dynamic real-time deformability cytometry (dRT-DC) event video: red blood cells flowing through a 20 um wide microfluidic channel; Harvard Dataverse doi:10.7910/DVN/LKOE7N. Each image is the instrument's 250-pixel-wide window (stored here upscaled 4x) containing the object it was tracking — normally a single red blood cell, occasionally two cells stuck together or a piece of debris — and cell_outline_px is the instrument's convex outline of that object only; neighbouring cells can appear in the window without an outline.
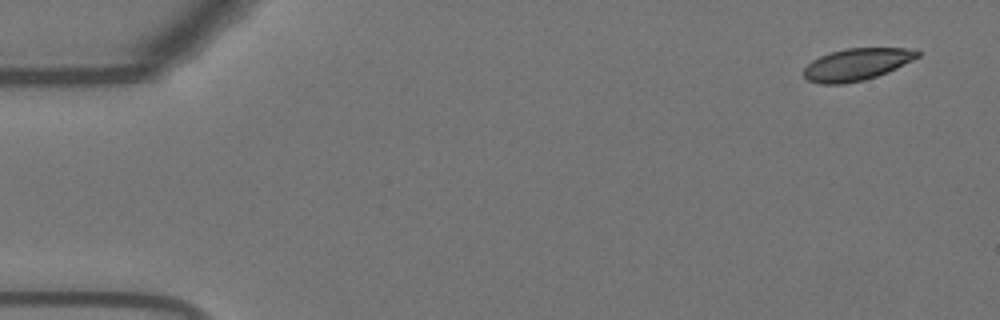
{"species": "Egyptian fruit bat (a non-hibernating species)", "species_latin": "Rousettus aegyptiacus", "temperature_condition": "warm", "stored_images_in_passage": 11, "camera_frame_rate_fps": 3000, "um_per_image_px": 0.085, "animal": {"sex": "female"}, "frame": {"image": 1, "passage_image": 1, "time_ms": 0.0, "image_size_px": [1000, 320], "cell_outline_px": [[920, 56], [888, 72], [864, 80], [844, 84], [820, 84], [808, 80], [804, 76], [804, 68], [812, 60], [820, 56], [832, 52], [848, 48], [916, 48], [920, 52]], "centroid_in_image_um": [72.84, 5.47], "position_along_channel_um": 12.2, "area_um2": 21.21}}